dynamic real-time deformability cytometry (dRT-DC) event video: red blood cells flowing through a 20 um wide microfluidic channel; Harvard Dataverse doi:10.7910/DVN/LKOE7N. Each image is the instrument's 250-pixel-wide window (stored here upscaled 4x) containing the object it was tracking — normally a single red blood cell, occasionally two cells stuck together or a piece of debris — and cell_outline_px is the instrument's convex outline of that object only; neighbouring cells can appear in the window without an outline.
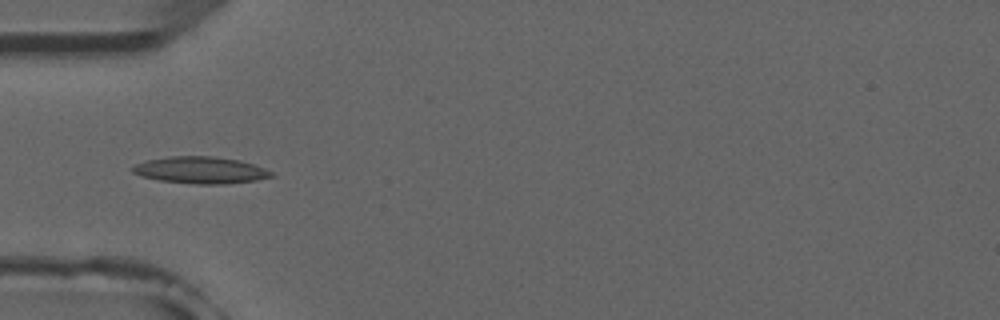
{"species": "common noctule bat (a hibernating species)", "species_latin": "Nyctalus noctula", "temperature_condition": "room temperature", "stored_images_in_passage": 4, "camera_frame_rate_fps": 3000, "um_per_image_px": 0.085, "animal": {"sex": "male", "forearm_length_mm": 52.5}, "frame": {"image": 1, "passage_image": 4, "time_ms": 3.333, "image_size_px": [1000, 320], "cell_outline_px": [[276, 176], [256, 180], [224, 184], [196, 184], [160, 180], [140, 176], [132, 172], [128, 168], [144, 160], [172, 156], [212, 156], [236, 160], [252, 164], [264, 168], [272, 172]], "centroid_in_image_um": [17.0, 14.46], "position_along_channel_um": 68.0, "area_um2": 21.68}}